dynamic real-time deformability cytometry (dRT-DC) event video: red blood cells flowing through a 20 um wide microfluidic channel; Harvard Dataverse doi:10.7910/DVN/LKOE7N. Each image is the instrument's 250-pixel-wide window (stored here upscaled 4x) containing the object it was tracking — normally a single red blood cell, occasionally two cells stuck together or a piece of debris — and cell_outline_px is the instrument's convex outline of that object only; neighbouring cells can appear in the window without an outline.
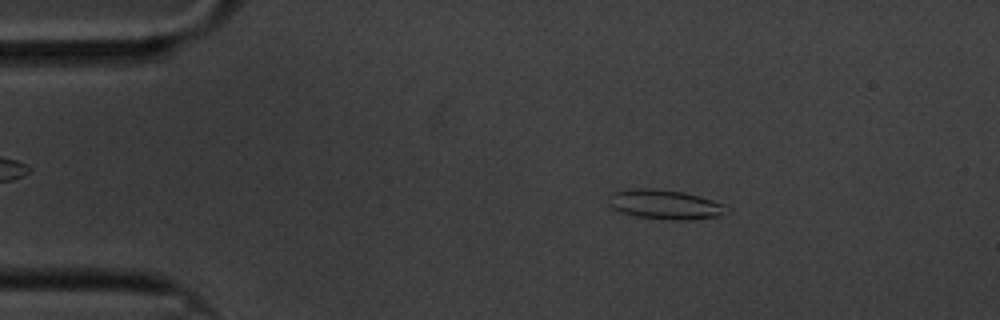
{"species": "common noctule bat (a hibernating species)", "species_latin": "Nyctalus noctula", "temperature_condition": "cold", "stored_images_in_passage": 59, "camera_frame_rate_fps": 3000, "um_per_image_px": 0.085, "animal": {"sex": "male", "body_mass_g": 20.1, "forearm_length_mm": 53.5}, "frame": {"image": 1, "passage_image": 9, "time_ms": 2.667, "image_size_px": [1000, 320], "cell_outline_px": [[732, 212], [720, 216], [688, 220], [672, 220], [636, 216], [612, 208], [608, 204], [608, 196], [612, 192], [632, 188], [656, 188], [684, 192], [700, 196], [724, 204]], "centroid_in_image_um": [56.56, 17.37], "position_along_channel_um": 28.4, "area_um2": 20.58}}
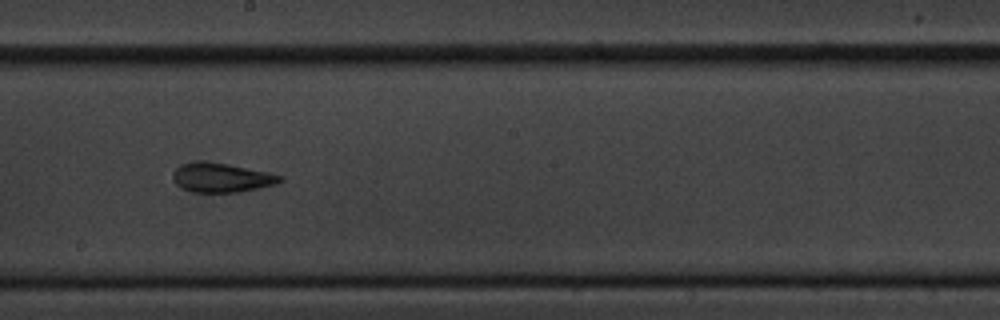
{"frame": {"image": 2, "passage_image": 32, "time_ms": 10.333, "image_size_px": [1000, 320], "cell_outline_px": [[284, 180], [276, 184], [260, 188], [240, 192], [192, 192], [180, 188], [176, 184], [172, 176], [172, 172], [180, 164], [196, 160], [200, 160], [228, 164], [268, 172], [284, 176]], "centroid_in_image_um": [18.81, 15.09], "position_along_channel_um": 229.4, "area_um2": 18.61}}
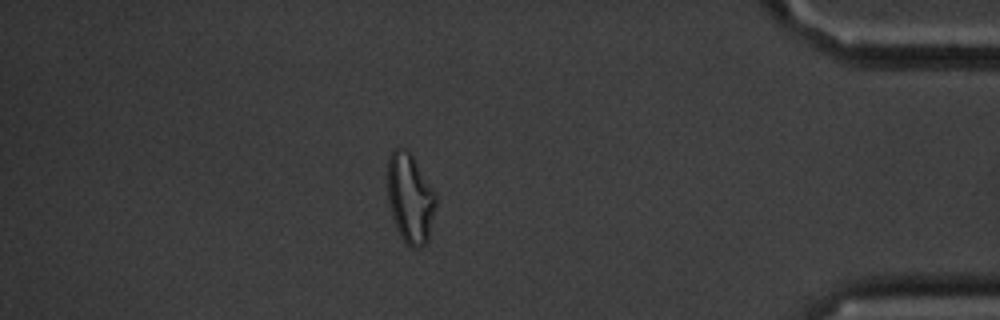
{"frame": {"image": 3, "passage_image": 51, "time_ms": 16.667, "image_size_px": [1000, 320], "cell_outline_px": [[436, 208], [428, 240], [420, 248], [412, 248], [400, 236], [392, 216], [388, 200], [388, 160], [392, 148], [408, 148], [436, 192]], "centroid_in_image_um": [34.88, 16.82], "position_along_channel_um": 400.3, "area_um2": 25.49}, "authors_computed_cell_mechanics": {"area_um2": 19.4786, "velocity_mm_per_s": 3.3087, "shape_relaxation_time_tau1_ms": null, "shape_relaxation_time_tau2_ms": 4.7201, "deformation_change_tau1": null, "deformation_change_tau2": 0.128}}